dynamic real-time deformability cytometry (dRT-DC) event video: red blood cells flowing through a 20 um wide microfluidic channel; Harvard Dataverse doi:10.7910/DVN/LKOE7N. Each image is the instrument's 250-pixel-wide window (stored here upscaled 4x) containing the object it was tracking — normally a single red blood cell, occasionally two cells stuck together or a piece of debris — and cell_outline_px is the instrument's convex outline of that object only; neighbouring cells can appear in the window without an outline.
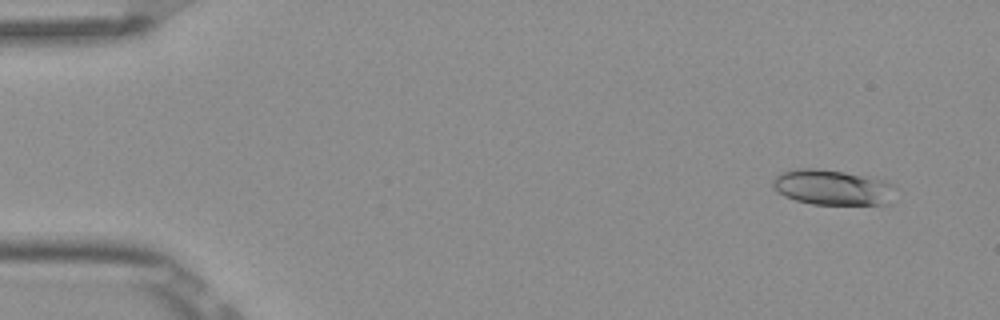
{"species": "Egyptian fruit bat (a non-hibernating species)", "species_latin": "Rousettus aegyptiacus", "temperature_condition": "room temperature", "stored_images_in_passage": 5, "camera_frame_rate_fps": 3000, "um_per_image_px": 0.085, "frame": {"image": 1, "passage_image": 1, "time_ms": 0.0, "image_size_px": [1000, 320], "cell_outline_px": [[896, 188], [892, 204], [812, 204], [796, 200], [784, 196], [772, 188], [772, 180], [780, 172], [800, 168], [820, 168], [872, 176], [888, 180]], "centroid_in_image_um": [70.82, 15.91], "position_along_channel_um": 14.2, "area_um2": 25.89}}